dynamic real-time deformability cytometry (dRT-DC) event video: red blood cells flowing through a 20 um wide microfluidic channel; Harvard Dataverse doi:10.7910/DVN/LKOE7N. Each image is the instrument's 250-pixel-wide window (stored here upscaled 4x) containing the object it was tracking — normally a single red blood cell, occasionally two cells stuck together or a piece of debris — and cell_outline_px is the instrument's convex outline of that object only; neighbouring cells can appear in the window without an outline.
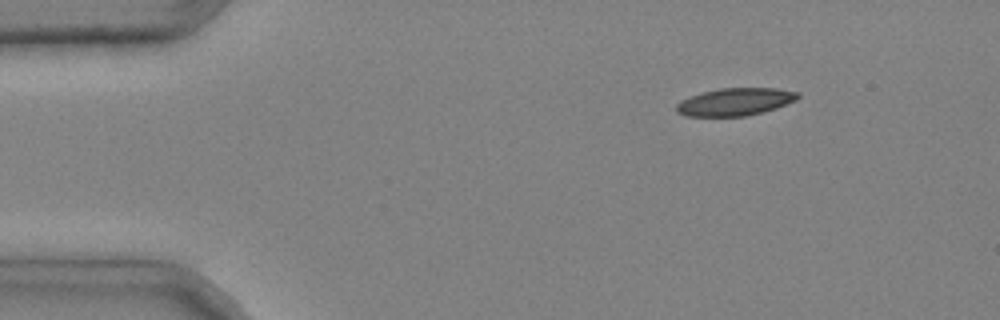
{"species": "common noctule bat (a hibernating species)", "species_latin": "Nyctalus noctula", "temperature_condition": "cold", "stored_images_in_passage": 3, "camera_frame_rate_fps": 3000, "um_per_image_px": 0.085, "animal": {"sex": "male", "body_mass_g": 20.4}, "frame": {"image": 1, "passage_image": 1, "time_ms": 0.0, "image_size_px": [1000, 320], "cell_outline_px": [[800, 96], [796, 100], [776, 108], [764, 112], [744, 116], [688, 116], [676, 112], [676, 104], [680, 100], [704, 92], [720, 88], [776, 88], [800, 92]], "centroid_in_image_um": [62.51, 8.65], "position_along_channel_um": 22.5, "area_um2": 19.48}}